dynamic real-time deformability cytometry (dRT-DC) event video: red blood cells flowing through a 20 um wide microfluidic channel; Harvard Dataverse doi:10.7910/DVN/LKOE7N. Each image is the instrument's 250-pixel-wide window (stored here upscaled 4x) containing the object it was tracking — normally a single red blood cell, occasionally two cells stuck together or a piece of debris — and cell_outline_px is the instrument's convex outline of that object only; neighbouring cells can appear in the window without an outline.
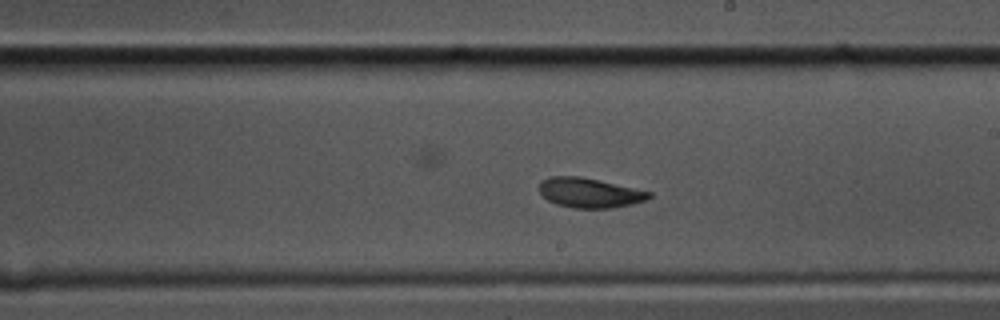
{"species": "common noctule bat (a hibernating species)", "species_latin": "Nyctalus noctula", "temperature_condition": "cold", "stored_images_in_passage": 46, "camera_frame_rate_fps": 3000, "um_per_image_px": 0.085, "animal": {"sex": "male", "body_mass_g": 17.5, "forearm_length_mm": 52.3}, "frame": {"image": 1, "passage_image": 20, "time_ms": 6.333, "image_size_px": [1000, 320], "cell_outline_px": [[652, 196], [648, 200], [632, 204], [612, 208], [572, 208], [556, 204], [548, 200], [540, 192], [540, 180], [548, 176], [580, 176], [652, 192]], "centroid_in_image_um": [50.11, 16.39], "position_along_channel_um": 238.9, "area_um2": 19.07}}